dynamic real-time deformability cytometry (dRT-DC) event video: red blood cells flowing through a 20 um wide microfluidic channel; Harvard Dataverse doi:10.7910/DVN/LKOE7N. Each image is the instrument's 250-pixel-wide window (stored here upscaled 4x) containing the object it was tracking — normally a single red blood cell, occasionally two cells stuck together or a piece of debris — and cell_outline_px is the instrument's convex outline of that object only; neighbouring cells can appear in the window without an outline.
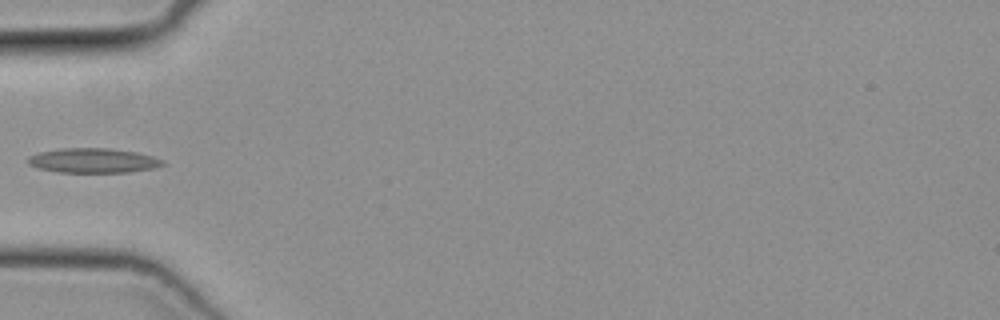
{"species": "common noctule bat (a hibernating species)", "species_latin": "Nyctalus noctula", "temperature_condition": "cold", "stored_images_in_passage": 33, "camera_frame_rate_fps": 3000, "um_per_image_px": 0.085, "animal": {"sex": "female", "body_mass_g": 19.3, "forearm_length_mm": 54.1}, "frame": {"image": 1, "passage_image": 1, "time_ms": 0.0, "image_size_px": [1000, 320], "cell_outline_px": [[164, 164], [156, 168], [128, 172], [56, 172], [36, 168], [28, 164], [28, 156], [40, 152], [64, 148], [108, 148], [136, 152], [152, 156], [164, 160]], "centroid_in_image_um": [7.91, 13.65], "position_along_channel_um": 77.1, "area_um2": 19.36}}
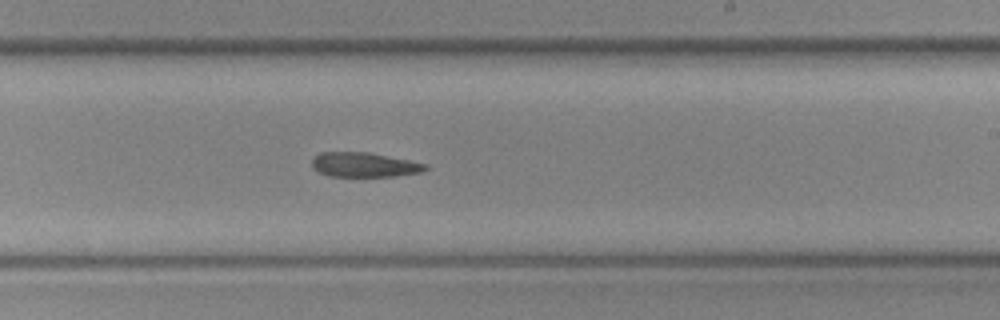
{"frame": {"image": 2, "passage_image": 14, "time_ms": 4.333, "image_size_px": [1000, 320], "cell_outline_px": [[428, 168], [424, 172], [396, 176], [328, 176], [316, 172], [312, 168], [312, 160], [320, 152], [368, 152], [428, 164]], "centroid_in_image_um": [30.95, 14.01], "position_along_channel_um": 258.0, "area_um2": 16.36}}
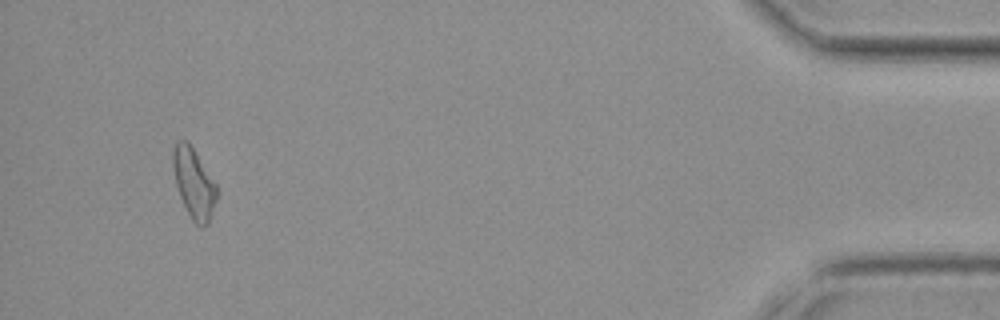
{"frame": {"image": 3, "passage_image": 31, "time_ms": 10.0, "image_size_px": [1000, 320], "cell_outline_px": [[216, 200], [208, 224], [200, 228], [192, 220], [180, 196], [176, 184], [172, 164], [172, 152], [176, 144], [180, 140], [188, 140], [216, 184]], "centroid_in_image_um": [16.47, 15.57], "position_along_channel_um": 418.7, "area_um2": 17.57}}